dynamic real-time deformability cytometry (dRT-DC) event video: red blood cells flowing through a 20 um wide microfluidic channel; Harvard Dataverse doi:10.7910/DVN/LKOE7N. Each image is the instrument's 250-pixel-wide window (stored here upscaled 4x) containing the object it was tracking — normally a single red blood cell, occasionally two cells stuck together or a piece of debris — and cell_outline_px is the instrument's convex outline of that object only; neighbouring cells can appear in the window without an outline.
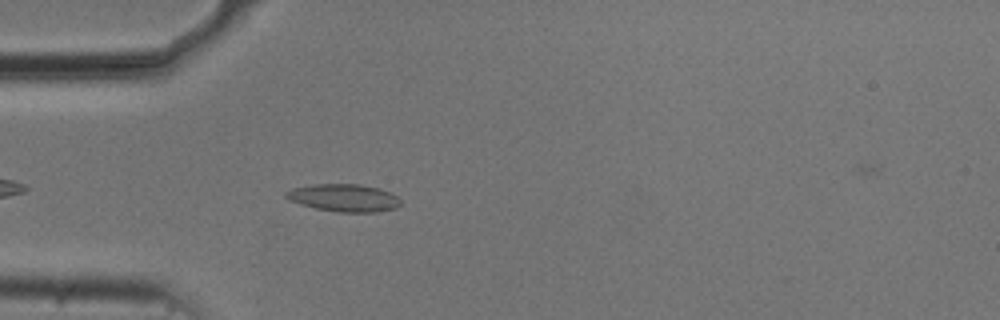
{"species": "common noctule bat (a hibernating species)", "species_latin": "Nyctalus noctula", "temperature_condition": "cold", "stored_images_in_passage": 43, "camera_frame_rate_fps": 3000, "um_per_image_px": 0.085, "animal": {"sex": "male", "body_mass_g": 20.5, "forearm_length_mm": 52.5}, "frame": {"image": 1, "passage_image": 5, "time_ms": 1.333, "image_size_px": [1000, 320], "cell_outline_px": [[400, 204], [396, 208], [376, 212], [340, 212], [316, 208], [300, 204], [288, 200], [284, 196], [284, 192], [292, 188], [316, 184], [360, 184], [380, 188], [396, 196], [400, 200]], "centroid_in_image_um": [29.21, 16.81], "position_along_channel_um": 55.8, "area_um2": 18.38}}
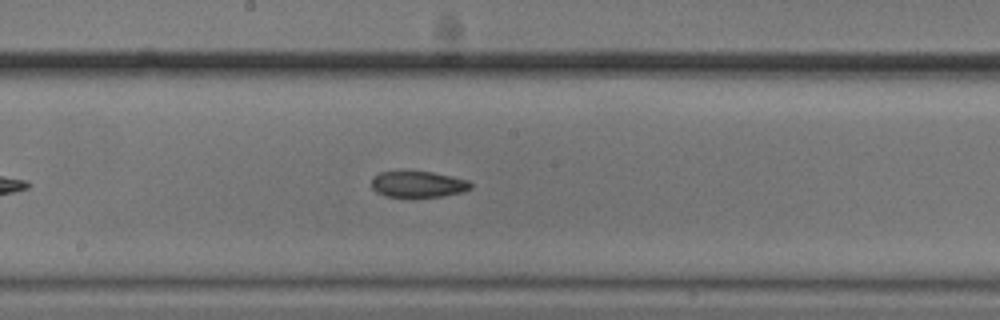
{"frame": {"image": 2, "passage_image": 18, "time_ms": 5.667, "image_size_px": [1000, 320], "cell_outline_px": [[472, 188], [464, 192], [444, 196], [384, 196], [376, 192], [372, 188], [372, 176], [380, 172], [432, 172], [452, 176], [468, 180], [472, 184]], "centroid_in_image_um": [35.56, 15.66], "position_along_channel_um": 212.6, "area_um2": 15.03}}
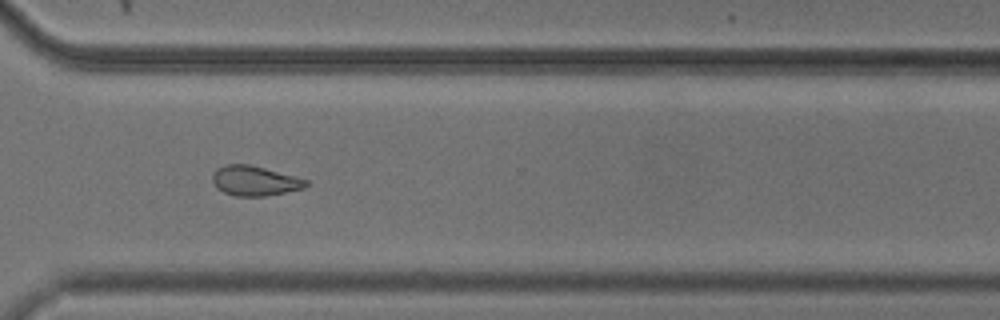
{"frame": {"image": 3, "passage_image": 29, "time_ms": 9.333, "image_size_px": [1000, 320], "cell_outline_px": [[308, 184], [304, 188], [264, 196], [236, 196], [224, 192], [216, 188], [212, 180], [212, 176], [216, 168], [224, 164], [248, 164], [264, 168], [308, 180]], "centroid_in_image_um": [21.6, 15.36], "position_along_channel_um": 349.0, "area_um2": 16.13}, "authors_computed_cell_mechanics": {"area_um2": 16.7042, "velocity_mm_per_s": 3.7323, "shape_relaxation_time_tau1_ms": null, "shape_relaxation_time_tau2_ms": 5.7864, "deformation_change_tau1": null, "deformation_change_tau2": 0.1345}}